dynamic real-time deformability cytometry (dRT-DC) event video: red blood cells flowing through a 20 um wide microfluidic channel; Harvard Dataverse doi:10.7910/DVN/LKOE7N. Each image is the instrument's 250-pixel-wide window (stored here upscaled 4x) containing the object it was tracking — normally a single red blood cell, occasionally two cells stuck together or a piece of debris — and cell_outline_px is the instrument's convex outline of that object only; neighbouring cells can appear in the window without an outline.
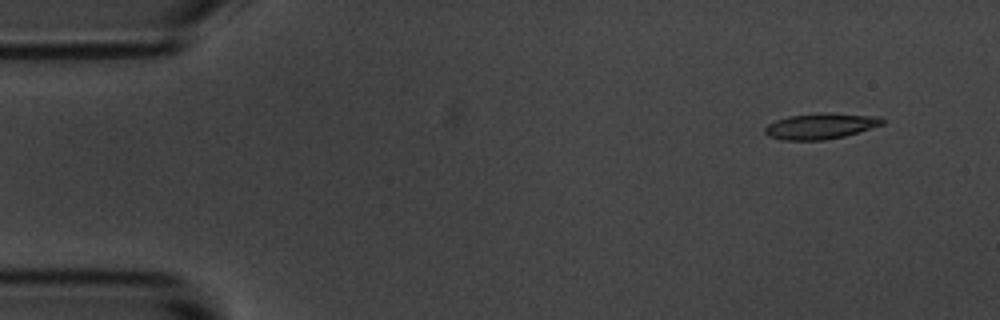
{"species": "common noctule bat (a hibernating species)", "species_latin": "Nyctalus noctula", "temperature_condition": "room temperature", "stored_images_in_passage": 4, "camera_frame_rate_fps": 3000, "um_per_image_px": 0.085, "animal": {"sex": "male", "body_mass_g": 20.1, "forearm_length_mm": 53.5}, "frame": {"image": 1, "passage_image": 1, "time_ms": 0.0, "image_size_px": [1000, 320], "cell_outline_px": [[884, 124], [872, 128], [844, 136], [824, 140], [784, 140], [768, 136], [764, 132], [764, 128], [768, 124], [776, 120], [788, 116], [824, 112], [832, 112], [880, 116], [884, 120]], "centroid_in_image_um": [69.77, 10.7], "position_along_channel_um": 15.2, "area_um2": 17.86}}